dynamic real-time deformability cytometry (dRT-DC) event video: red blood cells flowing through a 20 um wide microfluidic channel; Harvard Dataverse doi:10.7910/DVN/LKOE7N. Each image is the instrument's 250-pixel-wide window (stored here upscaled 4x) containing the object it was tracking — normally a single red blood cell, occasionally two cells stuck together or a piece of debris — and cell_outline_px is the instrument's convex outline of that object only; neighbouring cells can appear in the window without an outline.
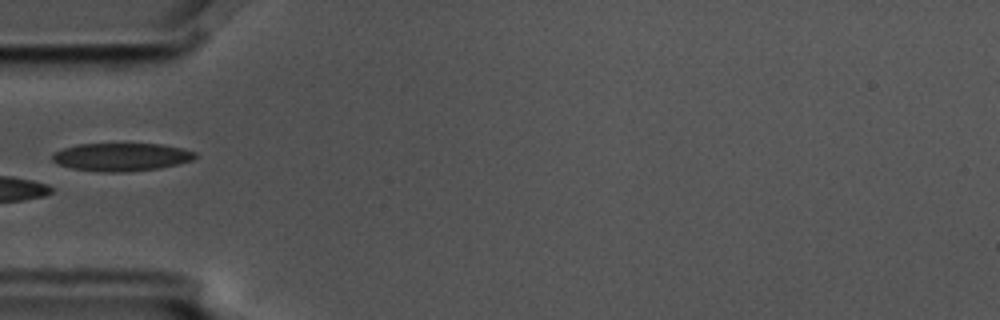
{"species": "common noctule bat (a hibernating species)", "species_latin": "Nyctalus noctula", "temperature_condition": "cold", "stored_images_in_passage": 4, "camera_frame_rate_fps": 3000, "um_per_image_px": 0.085, "animal": {"sex": "male", "body_mass_g": 17.5, "forearm_length_mm": 52.3}, "frame": {"image": 1, "passage_image": 1, "time_ms": 0.0, "image_size_px": [1000, 320], "cell_outline_px": [[196, 156], [192, 160], [176, 164], [156, 168], [124, 172], [100, 172], [72, 168], [60, 164], [52, 160], [52, 156], [56, 152], [64, 148], [76, 144], [160, 144], [184, 148], [196, 152]], "centroid_in_image_um": [10.32, 13.33], "position_along_channel_um": 74.7, "area_um2": 23.06}}